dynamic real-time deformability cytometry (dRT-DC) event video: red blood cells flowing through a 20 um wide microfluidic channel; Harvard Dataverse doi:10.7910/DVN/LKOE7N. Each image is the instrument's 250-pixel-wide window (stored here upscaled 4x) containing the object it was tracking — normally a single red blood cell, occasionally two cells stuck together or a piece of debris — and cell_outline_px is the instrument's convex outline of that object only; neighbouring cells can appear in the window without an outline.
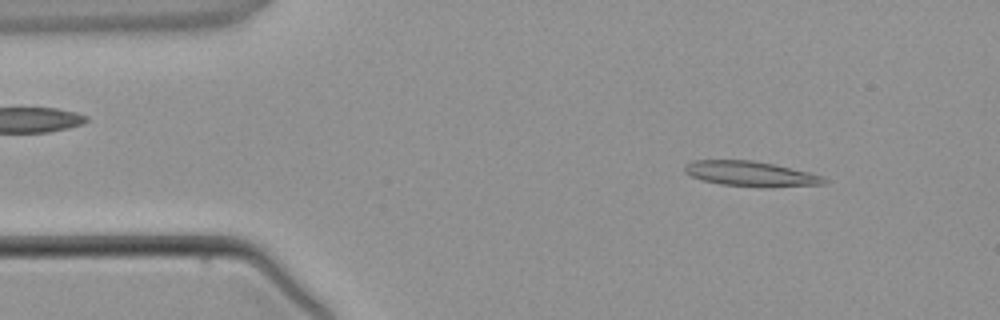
{"species": "common noctule bat (a hibernating species)", "species_latin": "Nyctalus noctula", "temperature_condition": "warm", "stored_images_in_passage": 3, "camera_frame_rate_fps": 3000, "um_per_image_px": 0.085, "animal": {"sex": "male", "body_mass_g": 21.5, "forearm_length_mm": 52.0}, "frame": {"image": 1, "passage_image": 1, "time_ms": 0.0, "image_size_px": [1000, 320], "cell_outline_px": [[828, 180], [824, 184], [764, 188], [720, 184], [704, 180], [692, 176], [684, 172], [684, 164], [692, 160], [752, 160], [776, 164], [808, 172], [820, 176]], "centroid_in_image_um": [63.79, 14.77], "position_along_channel_um": 21.2, "area_um2": 20.52}}
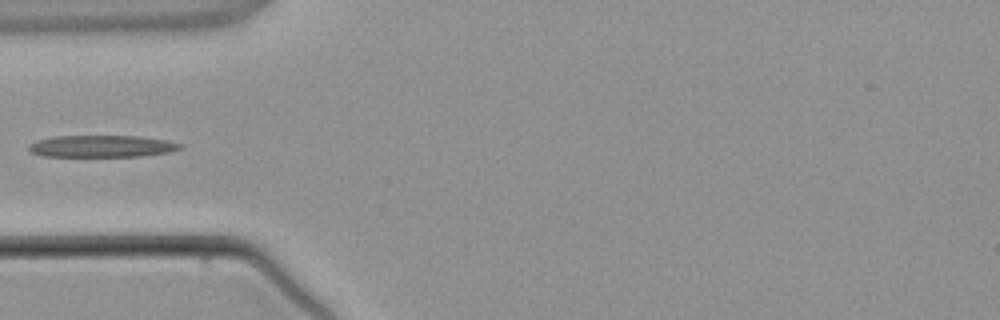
{"frame": {"image": 2, "passage_image": 3, "time_ms": 2.667, "image_size_px": [1000, 320], "cell_outline_px": [[184, 148], [168, 152], [144, 156], [44, 156], [32, 152], [28, 148], [28, 144], [36, 140], [52, 136], [140, 136], [168, 140], [184, 144]], "centroid_in_image_um": [8.69, 12.42], "position_along_channel_um": 76.3, "area_um2": 19.48}}